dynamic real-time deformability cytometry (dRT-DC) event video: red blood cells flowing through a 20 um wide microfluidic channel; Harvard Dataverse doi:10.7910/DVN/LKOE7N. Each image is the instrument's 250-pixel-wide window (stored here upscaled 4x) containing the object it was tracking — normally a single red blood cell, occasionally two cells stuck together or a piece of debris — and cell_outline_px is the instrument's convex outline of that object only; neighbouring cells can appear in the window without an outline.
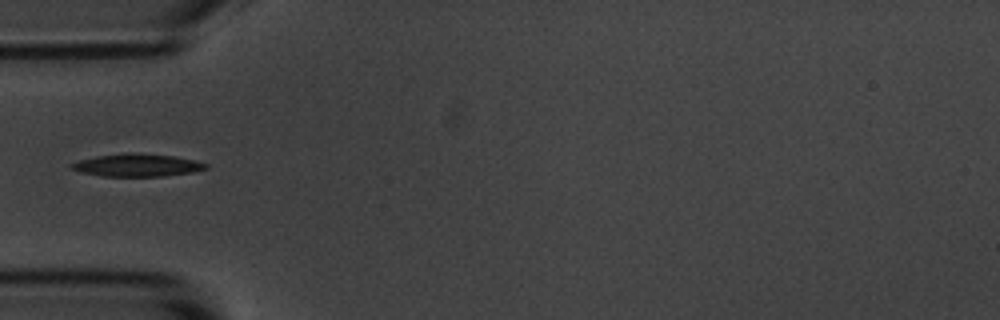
{"species": "common noctule bat (a hibernating species)", "species_latin": "Nyctalus noctula", "temperature_condition": "room temperature", "stored_images_in_passage": 5, "camera_frame_rate_fps": 3000, "um_per_image_px": 0.085, "animal": {"sex": "male", "body_mass_g": 20.1, "forearm_length_mm": 53.5}, "frame": {"image": 1, "passage_image": 5, "time_ms": 4.667, "image_size_px": [1000, 320], "cell_outline_px": [[208, 168], [192, 172], [160, 176], [104, 176], [80, 172], [72, 168], [68, 164], [80, 160], [96, 156], [128, 152], [132, 152], [176, 156], [196, 160], [208, 164]], "centroid_in_image_um": [11.67, 14.02], "position_along_channel_um": 73.3, "area_um2": 17.74}}